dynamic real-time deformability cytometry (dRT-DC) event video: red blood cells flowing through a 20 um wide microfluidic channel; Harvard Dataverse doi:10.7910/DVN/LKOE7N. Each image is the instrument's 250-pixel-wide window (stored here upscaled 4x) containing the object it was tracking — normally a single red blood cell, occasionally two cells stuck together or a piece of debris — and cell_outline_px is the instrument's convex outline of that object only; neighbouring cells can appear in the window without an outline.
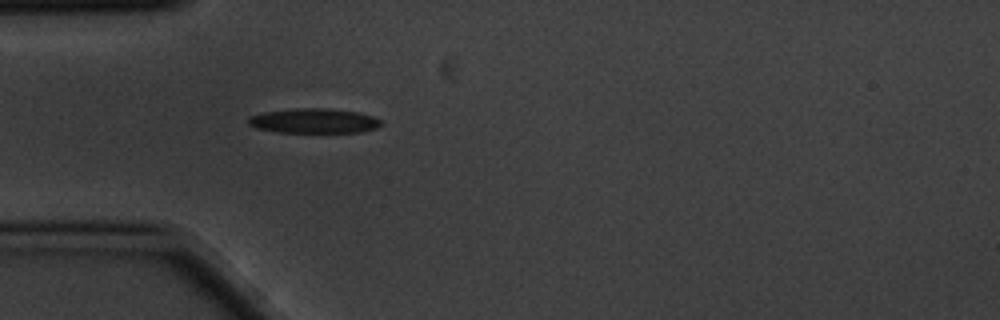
{"species": "common noctule bat (a hibernating species)", "species_latin": "Nyctalus noctula", "temperature_condition": "cold", "stored_images_in_passage": 3, "camera_frame_rate_fps": 3000, "um_per_image_px": 0.085, "animal": {"sex": "male", "body_mass_g": 20.1, "forearm_length_mm": 53.5}, "frame": {"image": 1, "passage_image": 3, "time_ms": 0.667, "image_size_px": [1000, 320], "cell_outline_px": [[380, 124], [376, 128], [360, 132], [280, 132], [256, 128], [248, 124], [248, 116], [264, 112], [292, 108], [328, 108], [356, 112], [372, 116], [380, 120]], "centroid_in_image_um": [26.63, 10.26], "position_along_channel_um": 58.4, "area_um2": 19.02}}